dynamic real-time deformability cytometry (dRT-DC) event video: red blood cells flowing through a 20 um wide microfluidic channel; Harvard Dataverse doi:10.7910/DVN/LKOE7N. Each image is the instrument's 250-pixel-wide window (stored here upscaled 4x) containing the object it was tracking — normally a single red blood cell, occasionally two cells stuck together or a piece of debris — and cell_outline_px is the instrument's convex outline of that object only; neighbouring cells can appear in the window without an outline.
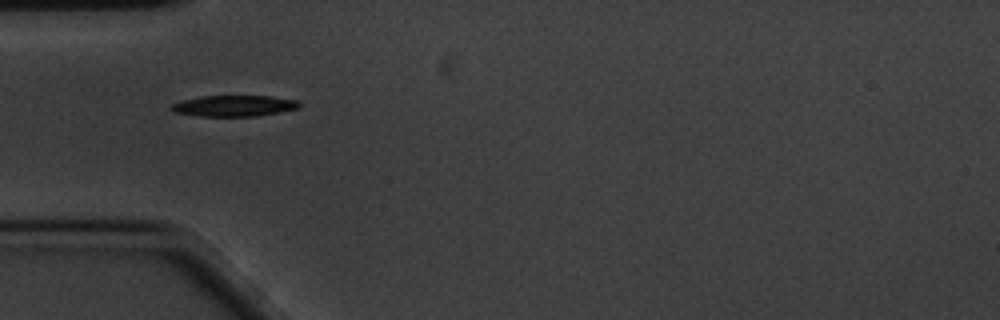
{"species": "common noctule bat (a hibernating species)", "species_latin": "Nyctalus noctula", "temperature_condition": "cold", "stored_images_in_passage": 42, "camera_frame_rate_fps": 3000, "um_per_image_px": 0.085, "animal": {"sex": "male", "body_mass_g": 20.1, "forearm_length_mm": 53.5}, "frame": {"image": 1, "passage_image": 1, "time_ms": 0.0, "image_size_px": [1000, 320], "cell_outline_px": [[300, 108], [256, 116], [200, 116], [172, 112], [168, 108], [172, 104], [184, 100], [200, 96], [272, 96], [300, 100]], "centroid_in_image_um": [19.9, 8.99], "position_along_channel_um": 65.1, "area_um2": 15.78}}
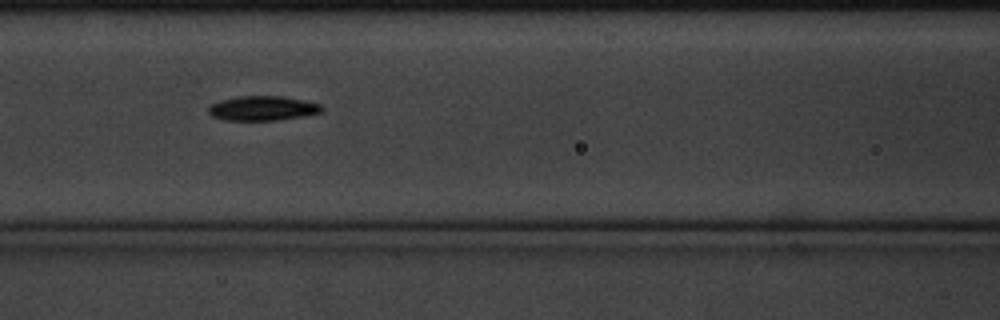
{"frame": {"image": 2, "passage_image": 8, "time_ms": 2.333, "image_size_px": [1000, 320], "cell_outline_px": [[324, 112], [304, 116], [276, 120], [224, 120], [212, 116], [208, 112], [208, 108], [212, 104], [220, 100], [236, 96], [280, 96], [320, 104], [324, 108]], "centroid_in_image_um": [22.32, 9.21], "position_along_channel_um": 144.3, "area_um2": 16.18}}
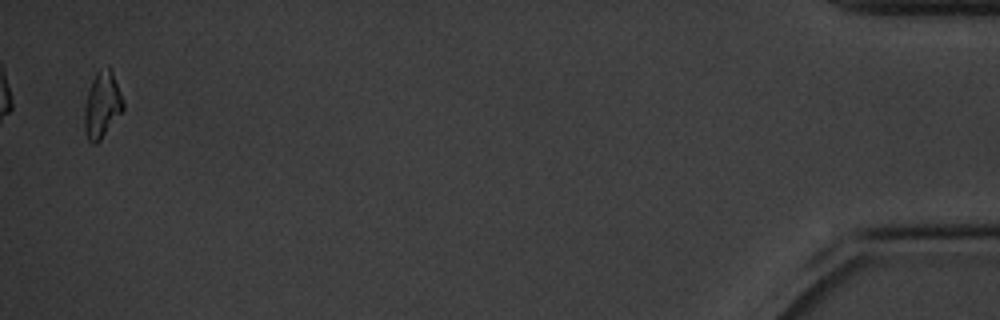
{"frame": {"image": 3, "passage_image": 41, "time_ms": 13.333, "image_size_px": [1000, 320], "cell_outline_px": [[124, 108], [100, 140], [96, 144], [92, 144], [88, 140], [84, 132], [84, 104], [92, 80], [96, 72], [108, 64], [112, 68], [124, 100]], "centroid_in_image_um": [8.68, 8.88], "position_along_channel_um": 426.5, "area_um2": 15.2}, "authors_computed_cell_mechanics": {"area_um2": 15.4037, "velocity_mm_per_s": 3.3815, "shape_relaxation_time_tau1_ms": 2.1345, "shape_relaxation_time_tau2_ms": null, "deformation_change_tau1": 0.1288, "deformation_change_tau2": null}}